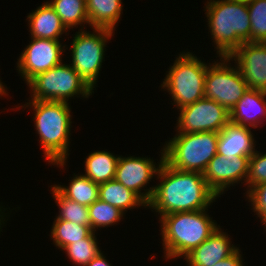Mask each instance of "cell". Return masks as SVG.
Here are the masks:
<instances>
[{
    "label": "cell",
    "mask_w": 266,
    "mask_h": 266,
    "mask_svg": "<svg viewBox=\"0 0 266 266\" xmlns=\"http://www.w3.org/2000/svg\"><path fill=\"white\" fill-rule=\"evenodd\" d=\"M250 16V42H266V0L247 3Z\"/></svg>",
    "instance_id": "cell-28"
},
{
    "label": "cell",
    "mask_w": 266,
    "mask_h": 266,
    "mask_svg": "<svg viewBox=\"0 0 266 266\" xmlns=\"http://www.w3.org/2000/svg\"><path fill=\"white\" fill-rule=\"evenodd\" d=\"M66 46L61 41L31 37V43L17 59L18 74L28 83L36 75L59 65Z\"/></svg>",
    "instance_id": "cell-12"
},
{
    "label": "cell",
    "mask_w": 266,
    "mask_h": 266,
    "mask_svg": "<svg viewBox=\"0 0 266 266\" xmlns=\"http://www.w3.org/2000/svg\"><path fill=\"white\" fill-rule=\"evenodd\" d=\"M207 210L177 212L160 218L165 260L184 258L219 228Z\"/></svg>",
    "instance_id": "cell-4"
},
{
    "label": "cell",
    "mask_w": 266,
    "mask_h": 266,
    "mask_svg": "<svg viewBox=\"0 0 266 266\" xmlns=\"http://www.w3.org/2000/svg\"><path fill=\"white\" fill-rule=\"evenodd\" d=\"M236 1H240V2H242V3H250L251 1H253V0H236Z\"/></svg>",
    "instance_id": "cell-35"
},
{
    "label": "cell",
    "mask_w": 266,
    "mask_h": 266,
    "mask_svg": "<svg viewBox=\"0 0 266 266\" xmlns=\"http://www.w3.org/2000/svg\"><path fill=\"white\" fill-rule=\"evenodd\" d=\"M252 128L245 127L231 120L218 132L217 154L228 157H251L255 150Z\"/></svg>",
    "instance_id": "cell-16"
},
{
    "label": "cell",
    "mask_w": 266,
    "mask_h": 266,
    "mask_svg": "<svg viewBox=\"0 0 266 266\" xmlns=\"http://www.w3.org/2000/svg\"><path fill=\"white\" fill-rule=\"evenodd\" d=\"M218 133H177L163 147L164 162L181 171L204 173L217 154Z\"/></svg>",
    "instance_id": "cell-5"
},
{
    "label": "cell",
    "mask_w": 266,
    "mask_h": 266,
    "mask_svg": "<svg viewBox=\"0 0 266 266\" xmlns=\"http://www.w3.org/2000/svg\"><path fill=\"white\" fill-rule=\"evenodd\" d=\"M228 234L219 228L184 258L188 266H214L232 255L239 247L231 245Z\"/></svg>",
    "instance_id": "cell-15"
},
{
    "label": "cell",
    "mask_w": 266,
    "mask_h": 266,
    "mask_svg": "<svg viewBox=\"0 0 266 266\" xmlns=\"http://www.w3.org/2000/svg\"><path fill=\"white\" fill-rule=\"evenodd\" d=\"M246 197L249 199L248 202H251V210L260 217V221L266 229V182L251 188L246 193Z\"/></svg>",
    "instance_id": "cell-30"
},
{
    "label": "cell",
    "mask_w": 266,
    "mask_h": 266,
    "mask_svg": "<svg viewBox=\"0 0 266 266\" xmlns=\"http://www.w3.org/2000/svg\"><path fill=\"white\" fill-rule=\"evenodd\" d=\"M205 14L218 57H229L244 42H250L248 6L236 0H208Z\"/></svg>",
    "instance_id": "cell-3"
},
{
    "label": "cell",
    "mask_w": 266,
    "mask_h": 266,
    "mask_svg": "<svg viewBox=\"0 0 266 266\" xmlns=\"http://www.w3.org/2000/svg\"><path fill=\"white\" fill-rule=\"evenodd\" d=\"M176 133L220 132L230 121V112L216 101L203 97L179 109Z\"/></svg>",
    "instance_id": "cell-10"
},
{
    "label": "cell",
    "mask_w": 266,
    "mask_h": 266,
    "mask_svg": "<svg viewBox=\"0 0 266 266\" xmlns=\"http://www.w3.org/2000/svg\"><path fill=\"white\" fill-rule=\"evenodd\" d=\"M64 197L81 205L89 206L99 199V185L85 175L77 174L70 180L69 186L53 185Z\"/></svg>",
    "instance_id": "cell-22"
},
{
    "label": "cell",
    "mask_w": 266,
    "mask_h": 266,
    "mask_svg": "<svg viewBox=\"0 0 266 266\" xmlns=\"http://www.w3.org/2000/svg\"><path fill=\"white\" fill-rule=\"evenodd\" d=\"M229 58L248 88L266 91V42H244Z\"/></svg>",
    "instance_id": "cell-14"
},
{
    "label": "cell",
    "mask_w": 266,
    "mask_h": 266,
    "mask_svg": "<svg viewBox=\"0 0 266 266\" xmlns=\"http://www.w3.org/2000/svg\"><path fill=\"white\" fill-rule=\"evenodd\" d=\"M161 151L158 164L154 162L153 158L135 156H120L117 162L114 179L136 193L146 204L151 200L155 186L149 189L143 188L158 174L159 168L164 161L163 149ZM142 190L145 193L141 192Z\"/></svg>",
    "instance_id": "cell-11"
},
{
    "label": "cell",
    "mask_w": 266,
    "mask_h": 266,
    "mask_svg": "<svg viewBox=\"0 0 266 266\" xmlns=\"http://www.w3.org/2000/svg\"><path fill=\"white\" fill-rule=\"evenodd\" d=\"M119 156L107 151H94L85 160V176L100 185L114 179Z\"/></svg>",
    "instance_id": "cell-21"
},
{
    "label": "cell",
    "mask_w": 266,
    "mask_h": 266,
    "mask_svg": "<svg viewBox=\"0 0 266 266\" xmlns=\"http://www.w3.org/2000/svg\"><path fill=\"white\" fill-rule=\"evenodd\" d=\"M105 255L100 252L96 257H94L86 266H111L109 261H107Z\"/></svg>",
    "instance_id": "cell-32"
},
{
    "label": "cell",
    "mask_w": 266,
    "mask_h": 266,
    "mask_svg": "<svg viewBox=\"0 0 266 266\" xmlns=\"http://www.w3.org/2000/svg\"><path fill=\"white\" fill-rule=\"evenodd\" d=\"M48 2L67 29L78 28V25H80L81 30H83L84 25L89 24L90 26L86 11V0H51Z\"/></svg>",
    "instance_id": "cell-23"
},
{
    "label": "cell",
    "mask_w": 266,
    "mask_h": 266,
    "mask_svg": "<svg viewBox=\"0 0 266 266\" xmlns=\"http://www.w3.org/2000/svg\"><path fill=\"white\" fill-rule=\"evenodd\" d=\"M5 85H3V83L1 82V79H0V97H2V96H6V95H8L7 94V87L5 86Z\"/></svg>",
    "instance_id": "cell-33"
},
{
    "label": "cell",
    "mask_w": 266,
    "mask_h": 266,
    "mask_svg": "<svg viewBox=\"0 0 266 266\" xmlns=\"http://www.w3.org/2000/svg\"><path fill=\"white\" fill-rule=\"evenodd\" d=\"M156 177L160 183L147 207L160 214L159 219L167 214L208 209L218 197L200 172L177 170L163 161Z\"/></svg>",
    "instance_id": "cell-1"
},
{
    "label": "cell",
    "mask_w": 266,
    "mask_h": 266,
    "mask_svg": "<svg viewBox=\"0 0 266 266\" xmlns=\"http://www.w3.org/2000/svg\"><path fill=\"white\" fill-rule=\"evenodd\" d=\"M24 106L32 107L35 129L39 135L40 145L45 161L49 164L66 165L71 135V107L67 102L28 100Z\"/></svg>",
    "instance_id": "cell-2"
},
{
    "label": "cell",
    "mask_w": 266,
    "mask_h": 266,
    "mask_svg": "<svg viewBox=\"0 0 266 266\" xmlns=\"http://www.w3.org/2000/svg\"><path fill=\"white\" fill-rule=\"evenodd\" d=\"M93 32L78 29L71 42V66L85 83L94 90L105 58L106 43L114 35L113 30L91 28Z\"/></svg>",
    "instance_id": "cell-8"
},
{
    "label": "cell",
    "mask_w": 266,
    "mask_h": 266,
    "mask_svg": "<svg viewBox=\"0 0 266 266\" xmlns=\"http://www.w3.org/2000/svg\"><path fill=\"white\" fill-rule=\"evenodd\" d=\"M122 0H86V11L92 28L115 31L121 18Z\"/></svg>",
    "instance_id": "cell-19"
},
{
    "label": "cell",
    "mask_w": 266,
    "mask_h": 266,
    "mask_svg": "<svg viewBox=\"0 0 266 266\" xmlns=\"http://www.w3.org/2000/svg\"><path fill=\"white\" fill-rule=\"evenodd\" d=\"M31 37L60 41L68 29L48 1L27 16Z\"/></svg>",
    "instance_id": "cell-18"
},
{
    "label": "cell",
    "mask_w": 266,
    "mask_h": 266,
    "mask_svg": "<svg viewBox=\"0 0 266 266\" xmlns=\"http://www.w3.org/2000/svg\"><path fill=\"white\" fill-rule=\"evenodd\" d=\"M266 182V153H260L256 151L249 158L248 176L246 179L247 191L254 186Z\"/></svg>",
    "instance_id": "cell-29"
},
{
    "label": "cell",
    "mask_w": 266,
    "mask_h": 266,
    "mask_svg": "<svg viewBox=\"0 0 266 266\" xmlns=\"http://www.w3.org/2000/svg\"><path fill=\"white\" fill-rule=\"evenodd\" d=\"M209 64L205 77V97L225 107L229 112L249 89L236 64L221 56Z\"/></svg>",
    "instance_id": "cell-9"
},
{
    "label": "cell",
    "mask_w": 266,
    "mask_h": 266,
    "mask_svg": "<svg viewBox=\"0 0 266 266\" xmlns=\"http://www.w3.org/2000/svg\"><path fill=\"white\" fill-rule=\"evenodd\" d=\"M99 199L117 207L123 213L132 208L147 207V204L136 193L115 179L99 185Z\"/></svg>",
    "instance_id": "cell-20"
},
{
    "label": "cell",
    "mask_w": 266,
    "mask_h": 266,
    "mask_svg": "<svg viewBox=\"0 0 266 266\" xmlns=\"http://www.w3.org/2000/svg\"><path fill=\"white\" fill-rule=\"evenodd\" d=\"M240 253L241 250L238 248L232 255L219 261L214 266H245Z\"/></svg>",
    "instance_id": "cell-31"
},
{
    "label": "cell",
    "mask_w": 266,
    "mask_h": 266,
    "mask_svg": "<svg viewBox=\"0 0 266 266\" xmlns=\"http://www.w3.org/2000/svg\"><path fill=\"white\" fill-rule=\"evenodd\" d=\"M95 233L92 232L87 238L65 246L61 251H65L73 264L86 266L101 252Z\"/></svg>",
    "instance_id": "cell-27"
},
{
    "label": "cell",
    "mask_w": 266,
    "mask_h": 266,
    "mask_svg": "<svg viewBox=\"0 0 266 266\" xmlns=\"http://www.w3.org/2000/svg\"><path fill=\"white\" fill-rule=\"evenodd\" d=\"M27 86L31 100L67 102L72 97L89 98L94 91L79 76L71 64L57 66L33 77Z\"/></svg>",
    "instance_id": "cell-7"
},
{
    "label": "cell",
    "mask_w": 266,
    "mask_h": 266,
    "mask_svg": "<svg viewBox=\"0 0 266 266\" xmlns=\"http://www.w3.org/2000/svg\"><path fill=\"white\" fill-rule=\"evenodd\" d=\"M192 52H180L169 67L161 87L169 92L177 109L205 97V77L208 65Z\"/></svg>",
    "instance_id": "cell-6"
},
{
    "label": "cell",
    "mask_w": 266,
    "mask_h": 266,
    "mask_svg": "<svg viewBox=\"0 0 266 266\" xmlns=\"http://www.w3.org/2000/svg\"><path fill=\"white\" fill-rule=\"evenodd\" d=\"M249 157H228L216 154L203 173L207 185L218 196L236 183L245 182L248 176ZM234 184V185H233Z\"/></svg>",
    "instance_id": "cell-13"
},
{
    "label": "cell",
    "mask_w": 266,
    "mask_h": 266,
    "mask_svg": "<svg viewBox=\"0 0 266 266\" xmlns=\"http://www.w3.org/2000/svg\"><path fill=\"white\" fill-rule=\"evenodd\" d=\"M50 187L53 199L59 207V214L56 218L79 225L90 226V217L87 206L64 197L54 186L51 185Z\"/></svg>",
    "instance_id": "cell-25"
},
{
    "label": "cell",
    "mask_w": 266,
    "mask_h": 266,
    "mask_svg": "<svg viewBox=\"0 0 266 266\" xmlns=\"http://www.w3.org/2000/svg\"><path fill=\"white\" fill-rule=\"evenodd\" d=\"M264 118L266 119V91L263 90L249 88L230 111L233 123L249 128L261 126L265 122Z\"/></svg>",
    "instance_id": "cell-17"
},
{
    "label": "cell",
    "mask_w": 266,
    "mask_h": 266,
    "mask_svg": "<svg viewBox=\"0 0 266 266\" xmlns=\"http://www.w3.org/2000/svg\"><path fill=\"white\" fill-rule=\"evenodd\" d=\"M1 208H3V207H2V206L0 207V229H2V228H1L2 223L5 224V222H4L5 220H4V218H3V217H5V214H4V215L2 214V213H3V212H2L3 209H1ZM1 214H2V215H1ZM1 231H2V230H0V232H1Z\"/></svg>",
    "instance_id": "cell-34"
},
{
    "label": "cell",
    "mask_w": 266,
    "mask_h": 266,
    "mask_svg": "<svg viewBox=\"0 0 266 266\" xmlns=\"http://www.w3.org/2000/svg\"><path fill=\"white\" fill-rule=\"evenodd\" d=\"M51 231L54 245L63 249L65 246L87 238L93 231L91 226H84L55 218Z\"/></svg>",
    "instance_id": "cell-24"
},
{
    "label": "cell",
    "mask_w": 266,
    "mask_h": 266,
    "mask_svg": "<svg viewBox=\"0 0 266 266\" xmlns=\"http://www.w3.org/2000/svg\"><path fill=\"white\" fill-rule=\"evenodd\" d=\"M88 213L90 217V226L93 232L100 227H108L117 224L123 219V213L117 207H114L101 199L94 201L88 206Z\"/></svg>",
    "instance_id": "cell-26"
}]
</instances>
